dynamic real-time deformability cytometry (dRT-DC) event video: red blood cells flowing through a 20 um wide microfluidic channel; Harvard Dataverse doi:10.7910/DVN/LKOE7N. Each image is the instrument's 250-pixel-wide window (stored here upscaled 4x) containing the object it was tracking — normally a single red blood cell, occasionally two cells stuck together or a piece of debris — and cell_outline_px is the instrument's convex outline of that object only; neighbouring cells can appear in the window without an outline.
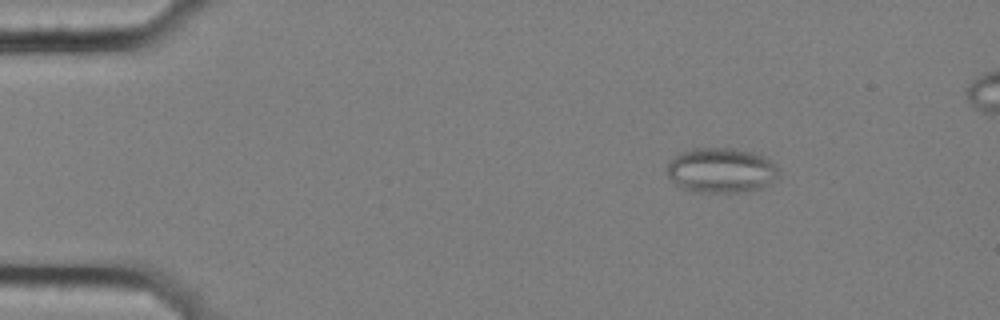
{"species": "common noctule bat (a hibernating species)", "species_latin": "Nyctalus noctula", "temperature_condition": "cold", "stored_images_in_passage": 50, "segment_of_instrument_passage": [1, 3], "camera_frame_rate_fps": 3000, "um_per_image_px": 0.085, "animal": {"sex": "female", "body_mass_g": 25.1}, "frame": {"image": 1, "passage_image": 1, "time_ms": 0.0, "image_size_px": [1000, 320], "cell_outline_px": [[780, 176], [768, 184], [760, 188], [744, 192], [704, 192], [684, 188], [676, 184], [668, 176], [668, 164], [680, 152], [692, 148], [732, 148], [752, 152], [764, 156], [776, 164]], "centroid_in_image_um": [61.34, 14.47], "position_along_channel_um": 23.7, "area_um2": 29.13}}